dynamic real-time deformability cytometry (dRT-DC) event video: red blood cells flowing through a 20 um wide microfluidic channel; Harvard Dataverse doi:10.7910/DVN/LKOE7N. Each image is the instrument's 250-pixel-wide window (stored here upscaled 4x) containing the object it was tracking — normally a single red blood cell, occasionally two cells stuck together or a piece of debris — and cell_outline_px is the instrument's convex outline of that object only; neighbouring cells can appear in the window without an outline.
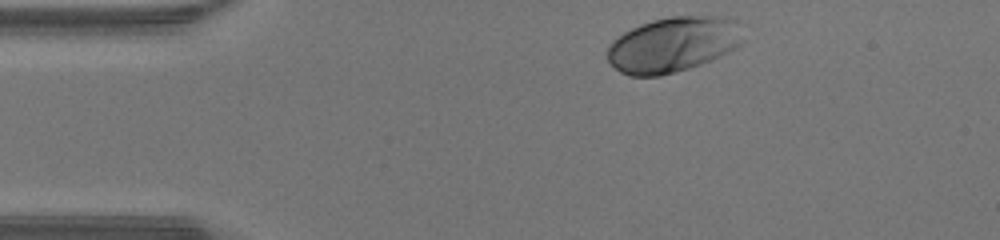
{"species": "human", "species_latin": "Homo sapiens", "temperature_condition": "warm", "stored_images_in_passage": 32, "camera_frame_rate_fps": 3000, "um_per_image_px": 0.085, "donor": {"sex": "male"}, "frame": {"image": 1, "passage_image": 1, "time_ms": 0.0, "image_size_px": [1000, 240], "cell_outline_px": [[740, 44], [736, 48], [712, 60], [688, 68], [660, 76], [628, 76], [620, 72], [608, 60], [608, 48], [612, 40], [624, 32], [640, 24], [652, 20], [668, 16], [728, 16], [736, 20]], "centroid_in_image_um": [57.17, 3.78], "position_along_channel_um": 27.8, "area_um2": 43.41}}
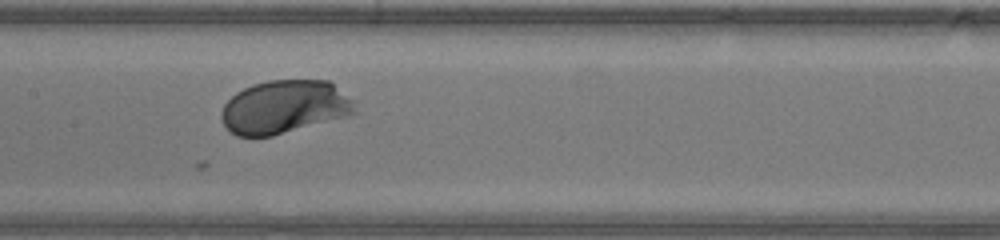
{"frame": {"image": 2, "passage_image": 16, "time_ms": 5.0, "image_size_px": [1000, 240], "cell_outline_px": [[356, 112], [348, 116], [272, 136], [236, 136], [224, 124], [220, 116], [220, 112], [224, 104], [236, 92], [252, 84], [268, 80], [328, 80], [356, 100]], "centroid_in_image_um": [24.21, 9.08], "position_along_channel_um": 183.2, "area_um2": 41.73}}
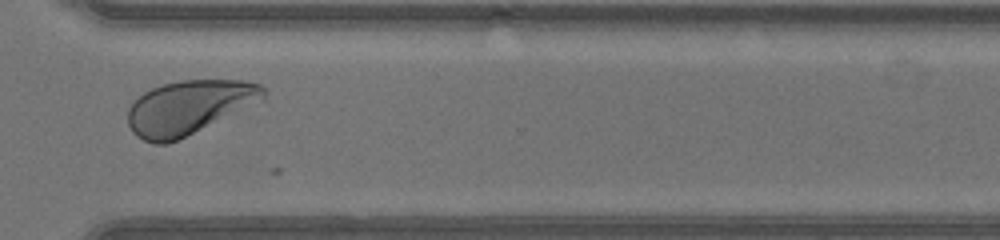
{"frame": {"image": 3, "passage_image": 28, "time_ms": 9.0, "image_size_px": [1000, 240], "cell_outline_px": [[268, 96], [264, 100], [176, 140], [164, 144], [156, 144], [144, 140], [136, 136], [132, 132], [128, 124], [128, 108], [144, 92], [152, 88], [164, 84], [180, 80], [244, 80], [260, 84], [268, 92]], "centroid_in_image_um": [16.09, 9.1], "position_along_channel_um": 354.5, "area_um2": 42.37}, "authors_computed_cell_mechanics": {"area_um2": 41.2981, "velocity_mm_per_s": 4.2854, "shape_relaxation_time_tau1_ms": 1.0709, "shape_relaxation_time_tau2_ms": null, "deformation_change_tau1": 0.1161, "deformation_change_tau2": null}}